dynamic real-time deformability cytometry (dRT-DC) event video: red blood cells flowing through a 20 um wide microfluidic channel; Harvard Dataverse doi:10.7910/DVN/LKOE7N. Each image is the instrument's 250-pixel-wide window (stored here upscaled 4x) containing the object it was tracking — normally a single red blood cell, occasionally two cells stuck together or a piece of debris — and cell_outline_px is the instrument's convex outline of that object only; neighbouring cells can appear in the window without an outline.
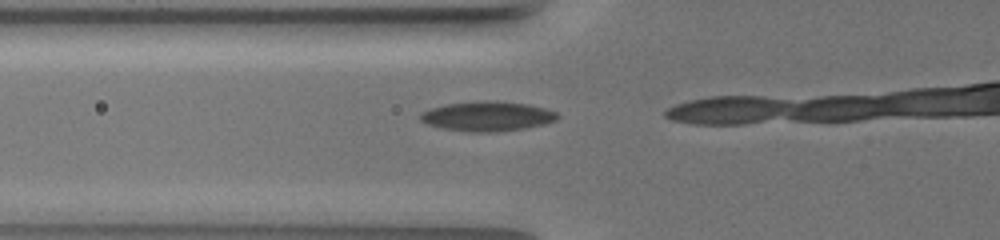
{"species": "common noctule bat (a hibernating species)", "species_latin": "Nyctalus noctula", "temperature_condition": "warm", "stored_images_in_passage": 6, "camera_frame_rate_fps": 3000, "um_per_image_px": 0.085, "animal": {"sex": "female", "body_mass_g": 19.5, "forearm_length_mm": 54.1}, "frame": {"image": 1, "passage_image": 2, "time_ms": 0.333, "image_size_px": [1000, 240], "cell_outline_px": [[560, 116], [556, 120], [544, 124], [524, 128], [496, 132], [472, 132], [440, 128], [428, 124], [420, 120], [420, 112], [428, 108], [448, 104], [484, 100], [496, 100], [528, 104], [544, 108], [556, 112]], "centroid_in_image_um": [41.41, 9.87], "position_along_channel_um": 84.4, "area_um2": 23.87}}